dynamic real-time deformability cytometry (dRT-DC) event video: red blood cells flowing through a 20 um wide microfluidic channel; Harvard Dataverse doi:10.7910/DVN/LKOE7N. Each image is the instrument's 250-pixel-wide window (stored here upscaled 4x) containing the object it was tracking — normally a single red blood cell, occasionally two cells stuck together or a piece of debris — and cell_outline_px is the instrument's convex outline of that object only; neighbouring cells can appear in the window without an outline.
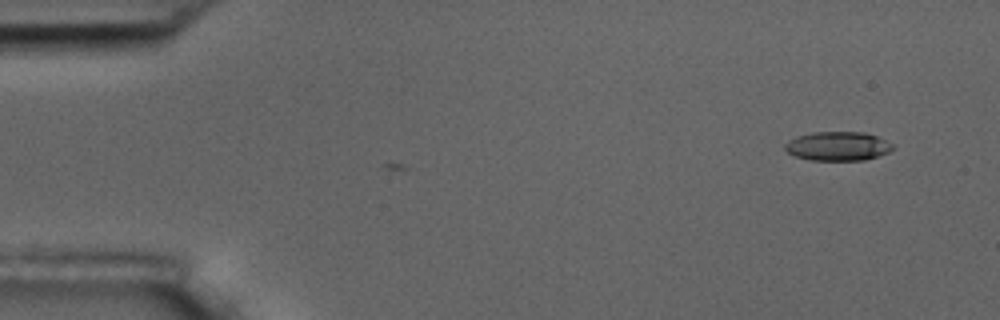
{"species": "common noctule bat (a hibernating species)", "species_latin": "Nyctalus noctula", "temperature_condition": "room temperature", "stored_images_in_passage": 2, "camera_frame_rate_fps": 3000, "um_per_image_px": 0.085, "animal": {"sex": "male", "body_mass_g": 17.5, "forearm_length_mm": 52.3}, "frame": {"image": 1, "passage_image": 2, "time_ms": 0.333, "image_size_px": [1000, 320], "cell_outline_px": [[892, 148], [888, 152], [864, 160], [812, 160], [796, 156], [788, 152], [784, 148], [784, 144], [788, 140], [796, 136], [812, 132], [864, 132], [876, 136], [892, 144]], "centroid_in_image_um": [71.16, 12.41], "position_along_channel_um": 13.8, "area_um2": 18.03}}